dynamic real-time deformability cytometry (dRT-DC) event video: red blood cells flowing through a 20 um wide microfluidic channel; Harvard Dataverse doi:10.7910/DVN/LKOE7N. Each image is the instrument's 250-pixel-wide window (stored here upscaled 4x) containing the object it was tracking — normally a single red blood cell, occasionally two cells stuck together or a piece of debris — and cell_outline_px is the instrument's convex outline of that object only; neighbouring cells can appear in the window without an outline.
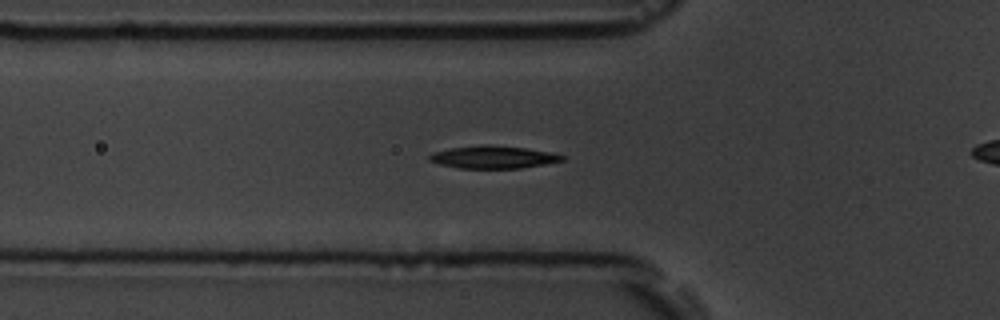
{"species": "common noctule bat (a hibernating species)", "species_latin": "Nyctalus noctula", "temperature_condition": "room temperature", "stored_images_in_passage": 38, "camera_frame_rate_fps": 3000, "um_per_image_px": 0.085, "animal": {"sex": "male", "body_mass_g": 19.5, "forearm_length_mm": 54.6}, "frame": {"image": 1, "passage_image": 2, "time_ms": 0.333, "image_size_px": [1000, 320], "cell_outline_px": [[564, 160], [544, 164], [520, 168], [460, 168], [440, 164], [428, 160], [428, 156], [432, 152], [448, 148], [484, 144], [488, 144], [528, 148], [552, 152], [564, 156]], "centroid_in_image_um": [41.9, 13.34], "position_along_channel_um": 83.9, "area_um2": 17.57}}
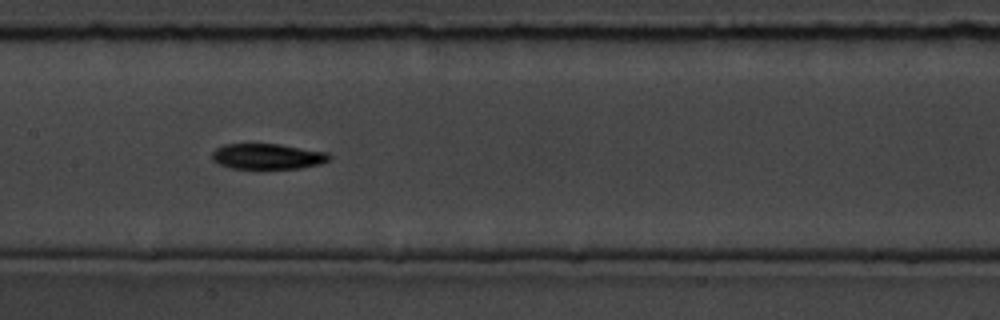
{"frame": {"image": 2, "passage_image": 10, "time_ms": 3.0, "image_size_px": [1000, 320], "cell_outline_px": [[332, 156], [328, 160], [320, 164], [300, 168], [232, 168], [220, 164], [212, 160], [212, 152], [216, 148], [224, 144], [280, 144], [328, 152]], "centroid_in_image_um": [22.75, 13.28], "position_along_channel_um": 184.6, "area_um2": 17.4}}
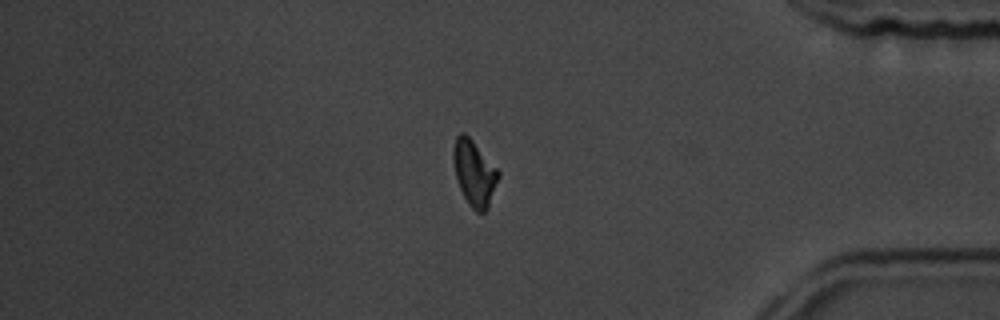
{"frame": {"image": 3, "passage_image": 29, "time_ms": 9.333, "image_size_px": [1000, 320], "cell_outline_px": [[500, 176], [488, 208], [484, 212], [476, 212], [468, 204], [460, 188], [456, 176], [452, 156], [452, 148], [456, 136], [460, 132], [464, 132], [472, 140], [500, 172]], "centroid_in_image_um": [40.31, 14.7], "position_along_channel_um": 394.9, "area_um2": 17.17}, "authors_computed_cell_mechanics": {"area_um2": 17.2244, "velocity_mm_per_s": 3.7745, "shape_relaxation_time_tau1_ms": 3.1187, "shape_relaxation_time_tau2_ms": null, "deformation_change_tau1": 0.1168, "deformation_change_tau2": null}}